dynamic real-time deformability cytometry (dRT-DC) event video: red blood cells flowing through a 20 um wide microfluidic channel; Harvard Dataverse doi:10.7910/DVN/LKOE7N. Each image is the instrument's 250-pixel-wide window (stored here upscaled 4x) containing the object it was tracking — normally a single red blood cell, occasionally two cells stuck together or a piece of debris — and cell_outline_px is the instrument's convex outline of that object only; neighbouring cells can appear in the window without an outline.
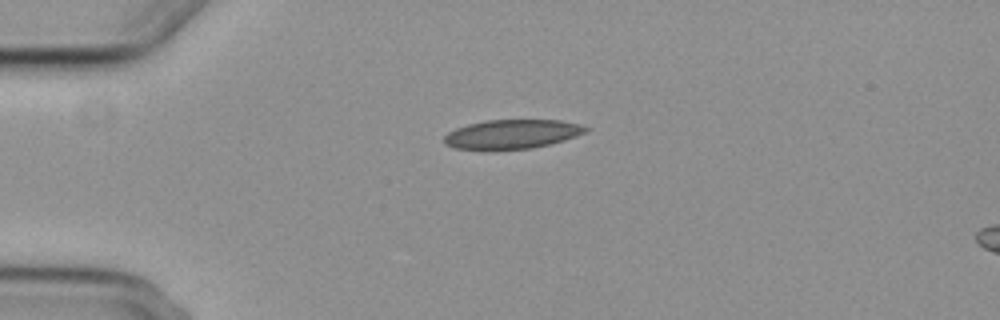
{"species": "common noctule bat (a hibernating species)", "species_latin": "Nyctalus noctula", "temperature_condition": "cold", "stored_images_in_passage": 2, "segment_of_instrument_passage": [1, 2], "camera_frame_rate_fps": 3000, "um_per_image_px": 0.085, "animal": {"sex": "female", "body_mass_g": 29.2, "forearm_length_mm": 56.3}, "frame": {"image": 1, "passage_image": 1, "time_ms": 0.0, "image_size_px": [1000, 320], "cell_outline_px": [[592, 128], [588, 132], [564, 140], [532, 148], [488, 152], [456, 148], [444, 144], [444, 136], [448, 132], [456, 128], [468, 124], [484, 120], [560, 120], [580, 124]], "centroid_in_image_um": [43.5, 11.43], "position_along_channel_um": 41.5, "area_um2": 24.8}}